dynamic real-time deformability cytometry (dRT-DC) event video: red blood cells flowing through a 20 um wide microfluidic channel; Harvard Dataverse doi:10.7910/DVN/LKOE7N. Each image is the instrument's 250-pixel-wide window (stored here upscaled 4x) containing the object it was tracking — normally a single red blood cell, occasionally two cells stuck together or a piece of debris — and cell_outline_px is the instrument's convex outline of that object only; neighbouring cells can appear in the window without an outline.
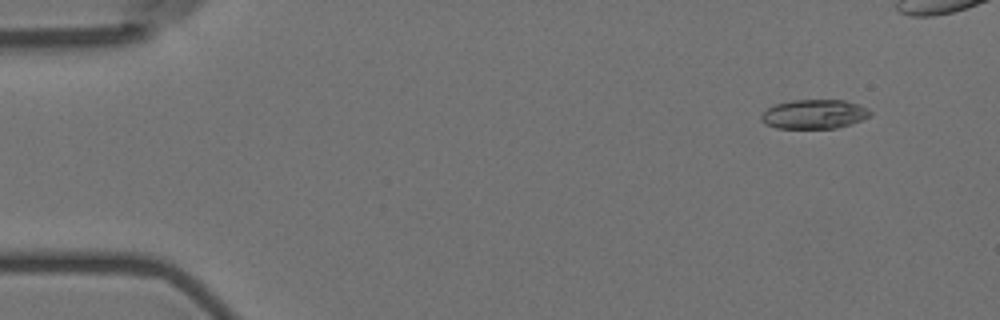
{"species": "Egyptian fruit bat (a non-hibernating species)", "species_latin": "Rousettus aegyptiacus", "temperature_condition": "room temperature", "stored_images_in_passage": 11, "camera_frame_rate_fps": 3000, "um_per_image_px": 0.085, "animal": {"sex": "female"}, "frame": {"image": 1, "passage_image": 1, "time_ms": 0.0, "image_size_px": [1000, 320], "cell_outline_px": [[872, 112], [868, 116], [852, 124], [836, 128], [776, 128], [764, 124], [760, 120], [760, 116], [768, 108], [776, 104], [792, 100], [844, 100], [868, 108]], "centroid_in_image_um": [69.18, 9.71], "position_along_channel_um": 15.8, "area_um2": 18.5}}
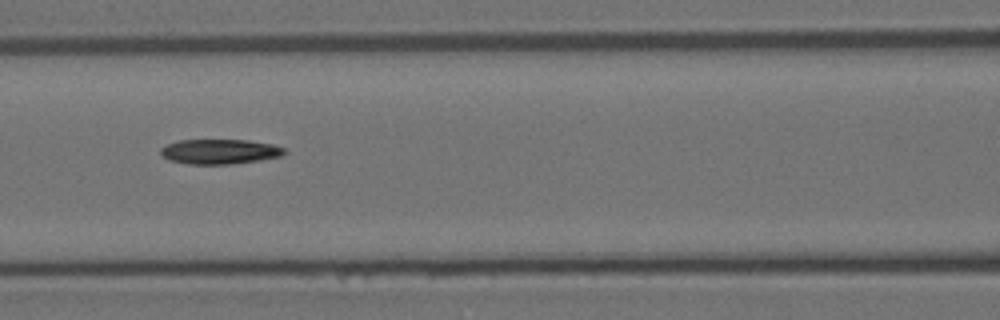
{"frame": {"image": 2, "passage_image": 7, "time_ms": 6.667, "image_size_px": [1000, 320], "cell_outline_px": [[288, 152], [284, 156], [260, 160], [228, 164], [188, 164], [168, 160], [160, 152], [160, 148], [168, 144], [180, 140], [248, 140], [272, 144], [284, 148]], "centroid_in_image_um": [18.71, 12.88], "position_along_channel_um": 147.9, "area_um2": 17.98}}
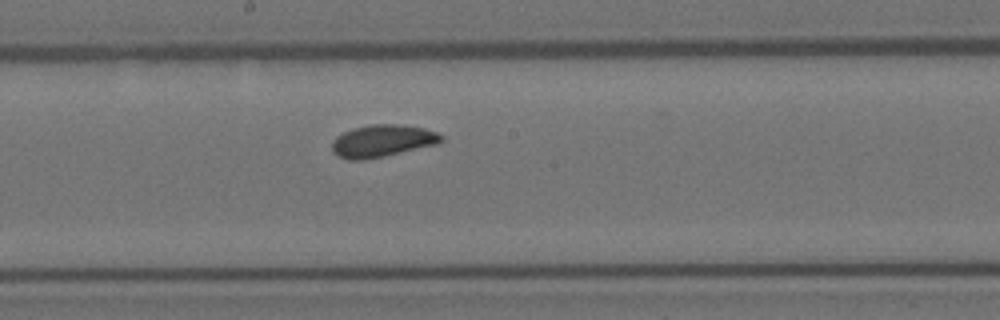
{"frame": {"image": 3, "passage_image": 11, "time_ms": 12.333, "image_size_px": [1000, 320], "cell_outline_px": [[444, 140], [436, 144], [384, 156], [364, 160], [348, 160], [336, 156], [332, 152], [332, 140], [336, 136], [352, 128], [368, 124], [400, 124], [424, 128], [436, 132], [444, 136]], "centroid_in_image_um": [32.46, 11.97], "position_along_channel_um": 215.7, "area_um2": 20.69}}